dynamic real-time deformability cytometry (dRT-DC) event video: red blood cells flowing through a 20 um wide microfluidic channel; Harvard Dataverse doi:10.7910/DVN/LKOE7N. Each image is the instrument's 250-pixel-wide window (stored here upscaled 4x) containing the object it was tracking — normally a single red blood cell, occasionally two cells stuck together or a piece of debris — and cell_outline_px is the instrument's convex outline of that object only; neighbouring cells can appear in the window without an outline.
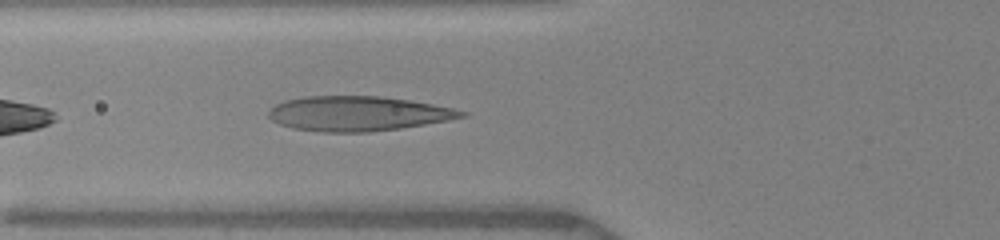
{"species": "human", "species_latin": "Homo sapiens", "temperature_condition": "warm", "stored_images_in_passage": 38, "camera_frame_rate_fps": 3000, "um_per_image_px": 0.085, "donor": {"sex": "female"}, "frame": {"image": 1, "passage_image": 3, "time_ms": 0.667, "image_size_px": [1000, 240], "cell_outline_px": [[468, 116], [448, 120], [400, 128], [368, 132], [324, 132], [292, 128], [280, 124], [272, 120], [268, 116], [268, 112], [276, 104], [284, 100], [308, 96], [380, 96], [408, 100], [432, 104], [452, 108], [468, 112]], "centroid_in_image_um": [30.42, 9.65], "position_along_channel_um": 95.4, "area_um2": 38.9}}
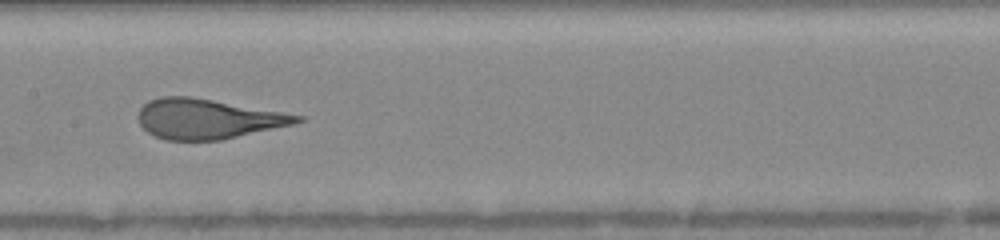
{"frame": {"image": 2, "passage_image": 13, "time_ms": 3.0, "image_size_px": [1000, 240], "cell_outline_px": [[304, 120], [292, 124], [220, 140], [164, 140], [148, 132], [140, 124], [140, 108], [148, 100], [160, 96], [188, 96], [212, 100], [304, 116]], "centroid_in_image_um": [17.61, 10.1], "position_along_channel_um": 189.8, "area_um2": 36.3}}
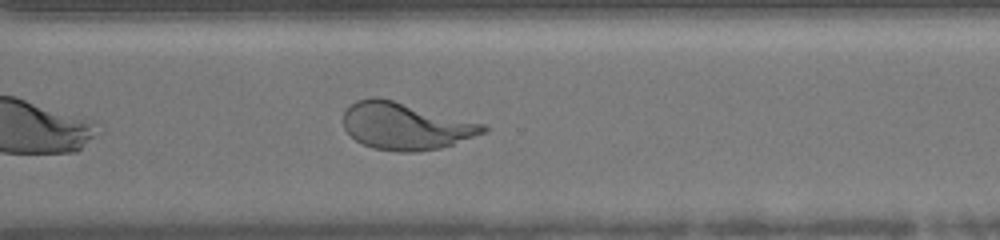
{"frame": {"image": 3, "passage_image": 27, "time_ms": 6.667, "image_size_px": [1000, 240], "cell_outline_px": [[488, 128], [484, 132], [452, 144], [440, 148], [412, 152], [396, 152], [372, 148], [356, 140], [344, 128], [344, 112], [348, 104], [356, 100], [372, 96], [380, 96], [484, 124]], "centroid_in_image_um": [34.41, 10.69], "position_along_channel_um": 336.2, "area_um2": 38.32}}